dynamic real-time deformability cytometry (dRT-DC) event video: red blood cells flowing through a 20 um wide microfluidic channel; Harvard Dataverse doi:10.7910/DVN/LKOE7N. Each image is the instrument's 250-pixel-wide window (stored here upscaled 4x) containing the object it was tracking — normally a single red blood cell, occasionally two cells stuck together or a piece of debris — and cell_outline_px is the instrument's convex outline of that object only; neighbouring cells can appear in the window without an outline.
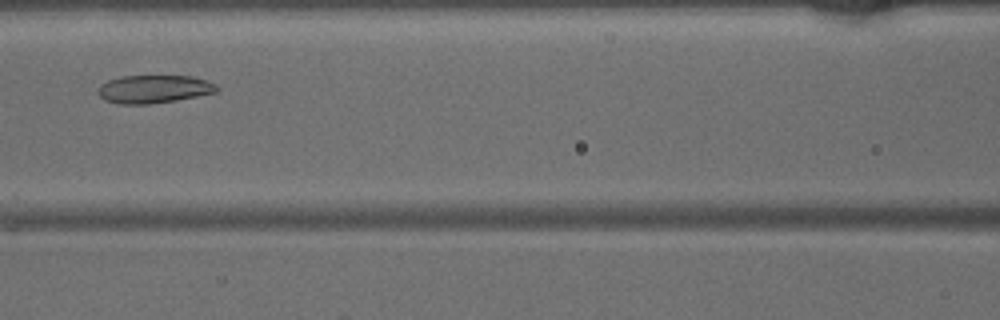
{"species": "common noctule bat (a hibernating species)", "species_latin": "Nyctalus noctula", "temperature_condition": "warm", "stored_images_in_passage": 36, "camera_frame_rate_fps": 3000, "um_per_image_px": 0.085, "animal": {"sex": "male", "body_mass_g": 15.6}, "frame": {"image": 1, "passage_image": 12, "time_ms": 3.667, "image_size_px": [1000, 320], "cell_outline_px": [[220, 88], [216, 92], [176, 100], [148, 104], [120, 104], [104, 100], [96, 92], [100, 84], [108, 80], [120, 76], [192, 76], [216, 84]], "centroid_in_image_um": [13.04, 7.57], "position_along_channel_um": 153.6, "area_um2": 19.42}}
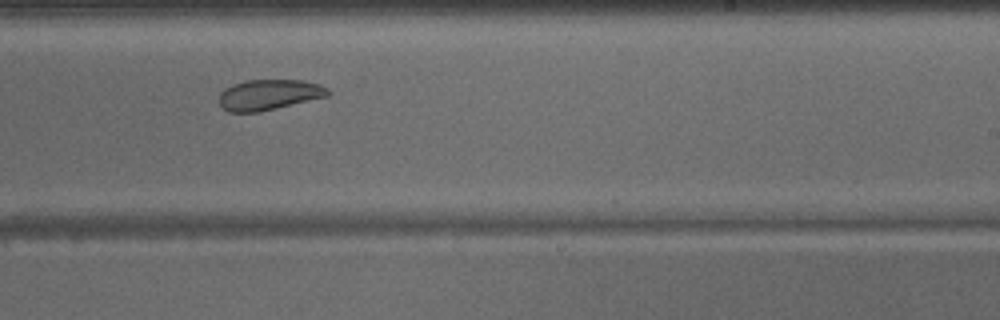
{"frame": {"image": 2, "passage_image": 20, "time_ms": 6.333, "image_size_px": [1000, 320], "cell_outline_px": [[332, 92], [328, 96], [276, 108], [256, 112], [228, 112], [220, 104], [220, 92], [224, 88], [232, 84], [244, 80], [304, 80], [320, 84], [328, 88]], "centroid_in_image_um": [22.88, 8.03], "position_along_channel_um": 266.1, "area_um2": 19.42}}
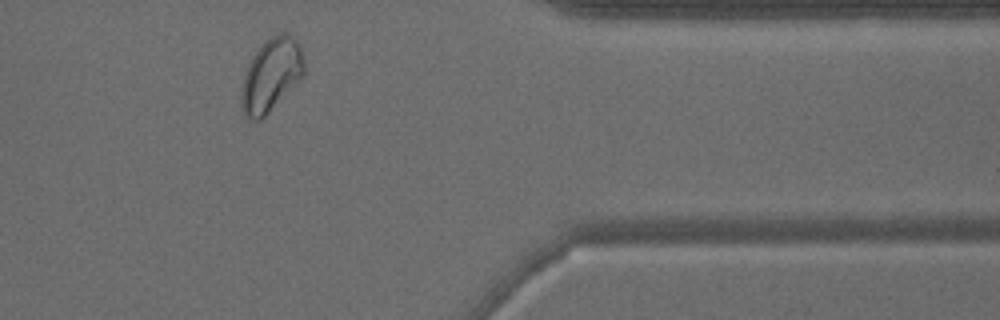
{"frame": {"image": 3, "passage_image": 30, "time_ms": 9.667, "image_size_px": [1000, 320], "cell_outline_px": [[304, 76], [260, 120], [252, 120], [244, 116], [240, 104], [240, 92], [244, 76], [248, 64], [252, 56], [260, 44], [264, 40], [280, 32], [284, 32], [292, 36], [300, 44], [304, 56]], "centroid_in_image_um": [23.04, 6.35], "position_along_channel_um": 388.4, "area_um2": 26.99}}